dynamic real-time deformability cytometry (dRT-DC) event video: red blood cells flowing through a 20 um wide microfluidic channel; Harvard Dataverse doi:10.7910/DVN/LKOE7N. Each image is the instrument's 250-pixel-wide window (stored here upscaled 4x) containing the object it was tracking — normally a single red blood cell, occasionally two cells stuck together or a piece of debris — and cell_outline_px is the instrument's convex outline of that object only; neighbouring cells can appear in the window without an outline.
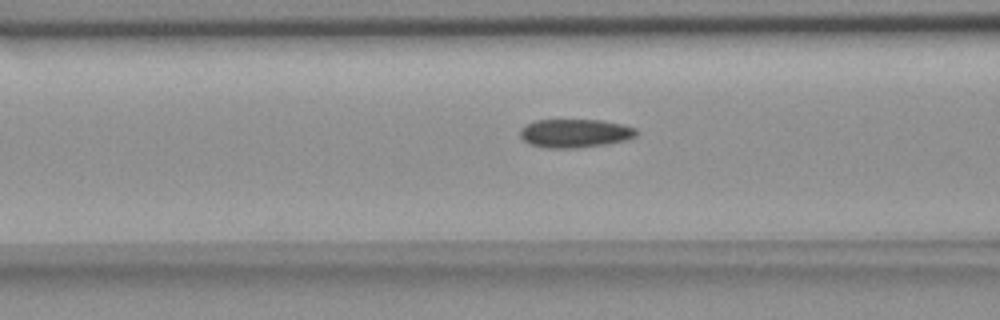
{"species": "common noctule bat (a hibernating species)", "species_latin": "Nyctalus noctula", "temperature_condition": "room temperature", "stored_images_in_passage": 39, "camera_frame_rate_fps": 3000, "um_per_image_px": 0.085, "animal": {"sex": "female", "body_mass_g": 18.4}, "frame": {"image": 1, "passage_image": 16, "time_ms": 5.0, "image_size_px": [1000, 320], "cell_outline_px": [[640, 132], [636, 136], [628, 140], [608, 144], [576, 148], [548, 148], [528, 144], [520, 136], [520, 128], [536, 120], [600, 120], [620, 124], [636, 128]], "centroid_in_image_um": [48.9, 11.34], "position_along_channel_um": 117.7, "area_um2": 19.48}}
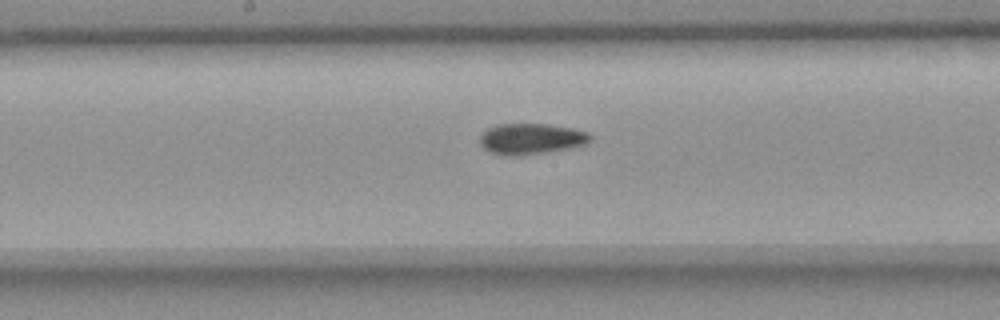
{"frame": {"image": 2, "passage_image": 23, "time_ms": 7.333, "image_size_px": [1000, 320], "cell_outline_px": [[592, 140], [588, 144], [572, 148], [516, 156], [508, 156], [492, 152], [484, 148], [480, 144], [480, 136], [488, 128], [496, 124], [548, 124], [572, 128], [588, 132], [592, 136]], "centroid_in_image_um": [45.19, 11.8], "position_along_channel_um": 203.0, "area_um2": 19.94}}
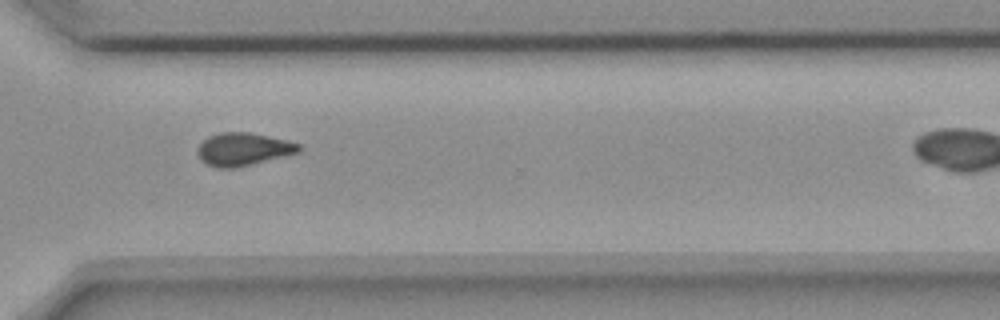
{"frame": {"image": 3, "passage_image": 35, "time_ms": 11.333, "image_size_px": [1000, 320], "cell_outline_px": [[300, 152], [236, 168], [216, 168], [200, 160], [196, 152], [196, 148], [208, 136], [220, 132], [248, 132], [268, 136], [300, 144]], "centroid_in_image_um": [20.62, 12.69], "position_along_channel_um": 350.0, "area_um2": 19.36}}